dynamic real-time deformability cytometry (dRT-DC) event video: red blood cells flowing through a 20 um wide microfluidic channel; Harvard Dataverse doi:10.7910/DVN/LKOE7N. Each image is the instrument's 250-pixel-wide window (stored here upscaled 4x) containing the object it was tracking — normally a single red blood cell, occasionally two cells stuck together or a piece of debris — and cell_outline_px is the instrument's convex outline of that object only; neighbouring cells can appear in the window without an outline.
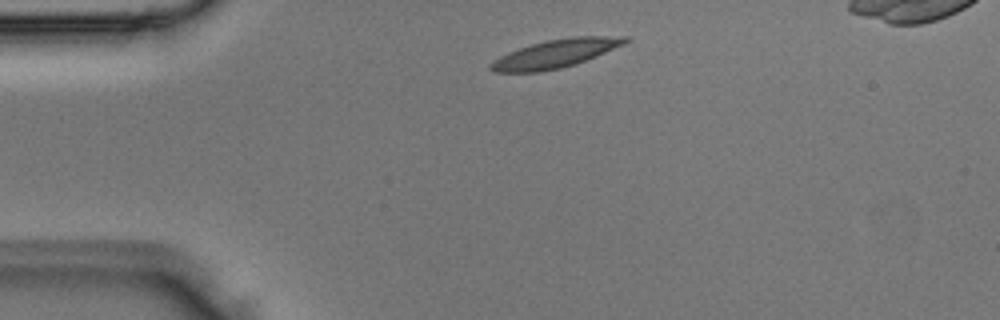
{"species": "Egyptian fruit bat (a non-hibernating species)", "species_latin": "Rousettus aegyptiacus", "temperature_condition": "room temperature", "stored_images_in_passage": 3, "camera_frame_rate_fps": 3000, "um_per_image_px": 0.085, "animal": {"sex": "male"}, "frame": {"image": 1, "passage_image": 1, "time_ms": 0.0, "image_size_px": [1000, 320], "cell_outline_px": [[632, 40], [624, 44], [596, 56], [576, 64], [560, 68], [540, 72], [492, 72], [488, 68], [488, 64], [500, 56], [508, 52], [532, 44], [548, 40], [572, 36], [628, 36]], "centroid_in_image_um": [47.22, 4.56], "position_along_channel_um": 37.8, "area_um2": 22.2}}
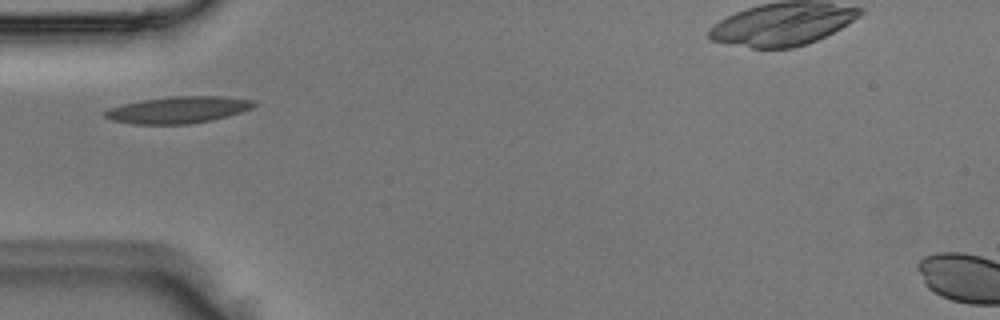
{"frame": {"image": 2, "passage_image": 2, "time_ms": 0.333, "image_size_px": [1000, 320], "cell_outline_px": [[256, 104], [252, 108], [228, 116], [212, 120], [188, 124], [132, 124], [112, 120], [104, 116], [104, 112], [108, 108], [140, 100], [172, 96], [224, 96], [252, 100]], "centroid_in_image_um": [15.13, 9.33], "position_along_channel_um": 69.9, "area_um2": 23.18}}